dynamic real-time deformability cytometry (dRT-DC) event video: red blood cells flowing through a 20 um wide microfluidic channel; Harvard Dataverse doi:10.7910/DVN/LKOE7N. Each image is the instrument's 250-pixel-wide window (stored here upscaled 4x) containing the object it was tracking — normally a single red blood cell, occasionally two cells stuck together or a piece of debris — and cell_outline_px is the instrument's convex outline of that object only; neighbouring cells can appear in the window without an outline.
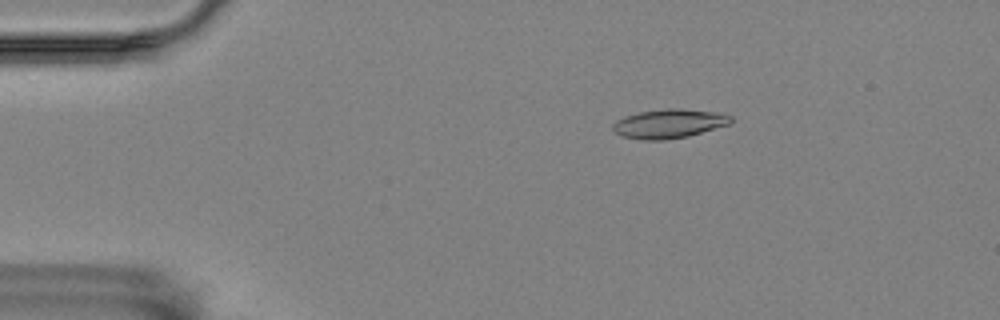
{"species": "Egyptian fruit bat (a non-hibernating species)", "species_latin": "Rousettus aegyptiacus", "temperature_condition": "room temperature", "stored_images_in_passage": 57, "camera_frame_rate_fps": 3000, "um_per_image_px": 0.085, "animal": {"sex": "female"}, "frame": {"image": 1, "passage_image": 10, "time_ms": 3.0, "image_size_px": [1000, 320], "cell_outline_px": [[732, 120], [728, 124], [688, 136], [664, 140], [644, 140], [620, 136], [612, 128], [612, 124], [616, 120], [624, 116], [640, 112], [664, 108], [680, 108], [716, 112], [732, 116]], "centroid_in_image_um": [56.82, 10.5], "position_along_channel_um": 28.2, "area_um2": 19.94}}
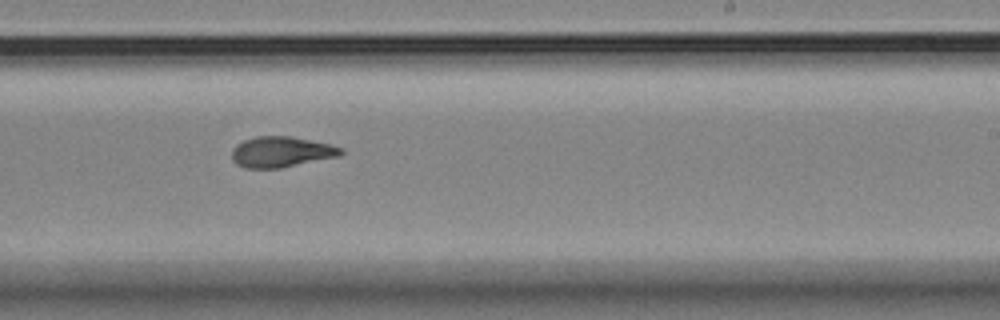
{"frame": {"image": 2, "passage_image": 35, "time_ms": 11.333, "image_size_px": [1000, 320], "cell_outline_px": [[344, 152], [340, 156], [280, 168], [244, 168], [236, 164], [232, 160], [232, 148], [236, 144], [244, 140], [256, 136], [292, 136], [328, 144], [344, 148]], "centroid_in_image_um": [23.89, 12.91], "position_along_channel_um": 265.1, "area_um2": 19.59}}
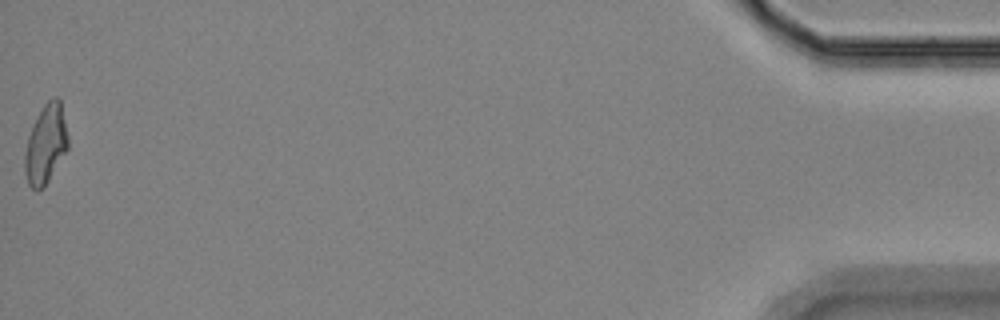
{"frame": {"image": 3, "passage_image": 57, "time_ms": 18.667, "image_size_px": [1000, 320], "cell_outline_px": [[68, 148], [44, 188], [36, 192], [28, 184], [24, 172], [24, 156], [28, 136], [44, 104], [52, 96], [56, 96], [60, 100], [68, 136]], "centroid_in_image_um": [3.88, 12.3], "position_along_channel_um": 431.3, "area_um2": 19.83}, "authors_computed_cell_mechanics": {"area_um2": 19.363, "velocity_mm_per_s": 3.539, "shape_relaxation_time_tau1_ms": 8.0524, "shape_relaxation_time_tau2_ms": 3.2498, "deformation_change_tau1": 0.246, "deformation_change_tau2": 0.1138}}